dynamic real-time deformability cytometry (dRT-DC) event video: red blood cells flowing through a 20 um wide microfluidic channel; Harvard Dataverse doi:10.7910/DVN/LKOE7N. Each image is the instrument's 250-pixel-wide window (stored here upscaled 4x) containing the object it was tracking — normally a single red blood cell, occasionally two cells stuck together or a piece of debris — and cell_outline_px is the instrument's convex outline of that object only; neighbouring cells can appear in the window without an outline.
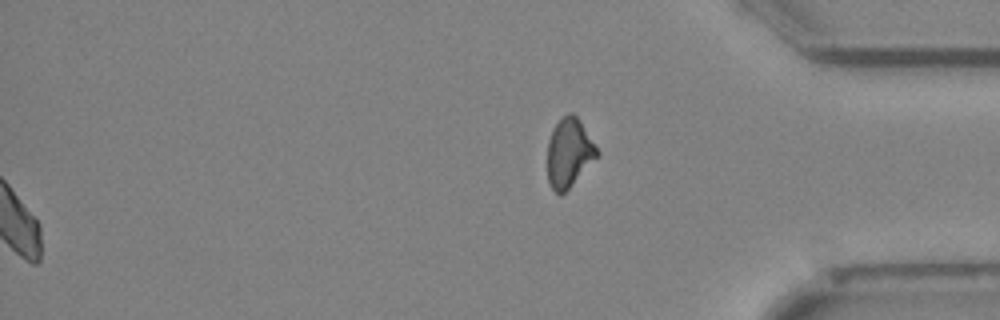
{"species": "Egyptian fruit bat (a non-hibernating species)", "species_latin": "Rousettus aegyptiacus", "temperature_condition": "cold", "stored_images_in_passage": 51, "segment_of_instrument_passage": [2, 2], "camera_frame_rate_fps": 3000, "um_per_image_px": 0.085, "animal": {"sex": "female"}, "frame": {"image": 1, "passage_image": 51, "time_ms": 16.667, "image_size_px": [1000, 320], "cell_outline_px": [[600, 156], [560, 196], [552, 188], [548, 180], [548, 140], [552, 128], [568, 112], [572, 112], [580, 120], [600, 152]], "centroid_in_image_um": [48.39, 12.98], "position_along_channel_um": 386.8, "area_um2": 19.94}}